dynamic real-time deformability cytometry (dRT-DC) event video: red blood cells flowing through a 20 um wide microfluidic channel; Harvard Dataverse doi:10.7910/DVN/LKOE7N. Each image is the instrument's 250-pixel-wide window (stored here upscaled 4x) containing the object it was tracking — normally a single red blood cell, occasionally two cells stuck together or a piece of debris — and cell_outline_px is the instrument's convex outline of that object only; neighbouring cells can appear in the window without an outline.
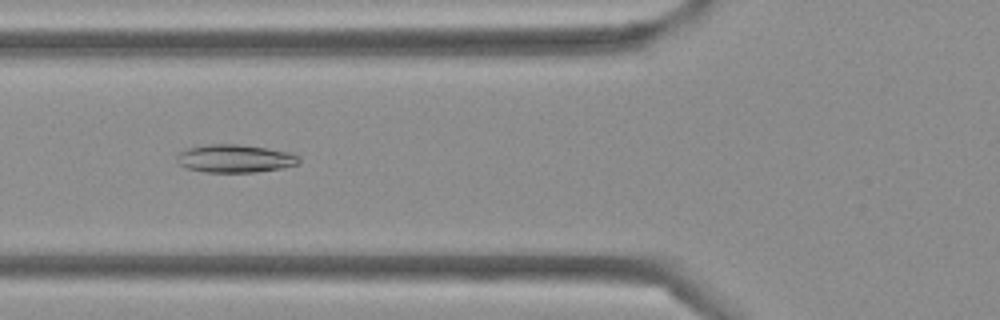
{"species": "Egyptian fruit bat (a non-hibernating species)", "species_latin": "Rousettus aegyptiacus", "temperature_condition": "cold", "stored_images_in_passage": 43, "camera_frame_rate_fps": 3000, "um_per_image_px": 0.085, "frame": {"image": 1, "passage_image": 15, "time_ms": 4.667, "image_size_px": [1000, 320], "cell_outline_px": [[300, 160], [296, 164], [284, 168], [256, 172], [204, 172], [184, 168], [176, 160], [176, 156], [180, 152], [188, 148], [204, 144], [240, 144], [288, 152], [300, 156]], "centroid_in_image_um": [19.94, 13.48], "position_along_channel_um": 105.9, "area_um2": 20.0}}
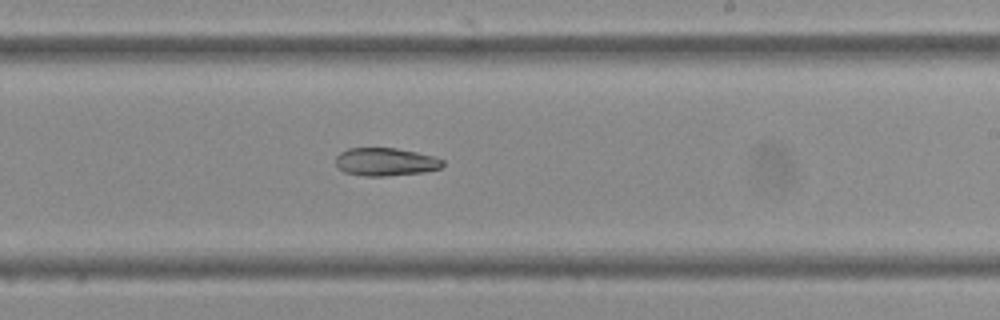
{"frame": {"image": 2, "passage_image": 25, "time_ms": 8.0, "image_size_px": [1000, 320], "cell_outline_px": [[444, 164], [440, 168], [424, 172], [384, 176], [364, 176], [344, 172], [336, 164], [336, 156], [340, 152], [348, 148], [396, 148], [436, 156], [444, 160]], "centroid_in_image_um": [32.79, 13.75], "position_along_channel_um": 256.2, "area_um2": 17.51}}
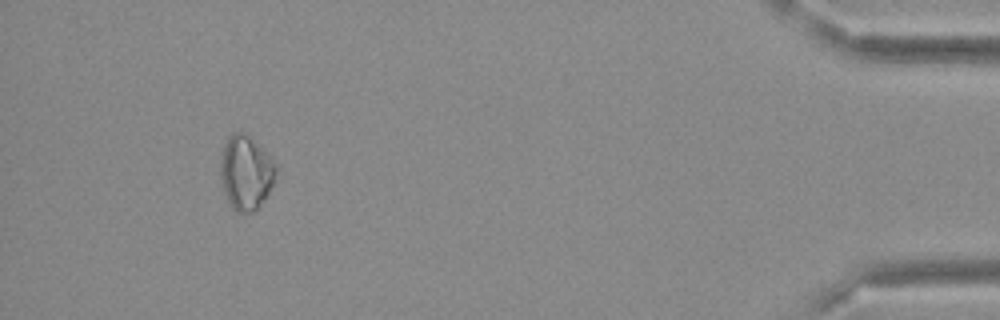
{"frame": {"image": 3, "passage_image": 40, "time_ms": 13.0, "image_size_px": [1000, 320], "cell_outline_px": [[276, 180], [264, 200], [256, 212], [244, 216], [236, 212], [232, 208], [224, 192], [220, 180], [220, 156], [224, 144], [228, 136], [232, 132], [244, 132], [272, 156], [276, 168]], "centroid_in_image_um": [20.9, 14.71], "position_along_channel_um": 414.3, "area_um2": 24.8}}